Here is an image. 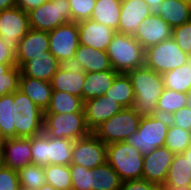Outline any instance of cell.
Instances as JSON below:
<instances>
[{
	"mask_svg": "<svg viewBox=\"0 0 191 190\" xmlns=\"http://www.w3.org/2000/svg\"><path fill=\"white\" fill-rule=\"evenodd\" d=\"M20 68L16 65L11 66L7 71L0 75V97L11 94L19 90Z\"/></svg>",
	"mask_w": 191,
	"mask_h": 190,
	"instance_id": "obj_40",
	"label": "cell"
},
{
	"mask_svg": "<svg viewBox=\"0 0 191 190\" xmlns=\"http://www.w3.org/2000/svg\"><path fill=\"white\" fill-rule=\"evenodd\" d=\"M175 153L167 147H159L143 157L142 179L163 186Z\"/></svg>",
	"mask_w": 191,
	"mask_h": 190,
	"instance_id": "obj_15",
	"label": "cell"
},
{
	"mask_svg": "<svg viewBox=\"0 0 191 190\" xmlns=\"http://www.w3.org/2000/svg\"><path fill=\"white\" fill-rule=\"evenodd\" d=\"M19 68L21 76L50 82L52 76L60 68V62L50 51H47L44 52V55L33 57L24 62Z\"/></svg>",
	"mask_w": 191,
	"mask_h": 190,
	"instance_id": "obj_21",
	"label": "cell"
},
{
	"mask_svg": "<svg viewBox=\"0 0 191 190\" xmlns=\"http://www.w3.org/2000/svg\"><path fill=\"white\" fill-rule=\"evenodd\" d=\"M150 7L151 15H159L161 3L164 0H144Z\"/></svg>",
	"mask_w": 191,
	"mask_h": 190,
	"instance_id": "obj_48",
	"label": "cell"
},
{
	"mask_svg": "<svg viewBox=\"0 0 191 190\" xmlns=\"http://www.w3.org/2000/svg\"><path fill=\"white\" fill-rule=\"evenodd\" d=\"M28 13L19 7L0 11V37L14 53L20 40L29 32Z\"/></svg>",
	"mask_w": 191,
	"mask_h": 190,
	"instance_id": "obj_10",
	"label": "cell"
},
{
	"mask_svg": "<svg viewBox=\"0 0 191 190\" xmlns=\"http://www.w3.org/2000/svg\"><path fill=\"white\" fill-rule=\"evenodd\" d=\"M186 106L191 109V92L188 94V101Z\"/></svg>",
	"mask_w": 191,
	"mask_h": 190,
	"instance_id": "obj_53",
	"label": "cell"
},
{
	"mask_svg": "<svg viewBox=\"0 0 191 190\" xmlns=\"http://www.w3.org/2000/svg\"><path fill=\"white\" fill-rule=\"evenodd\" d=\"M47 0H16V7L24 10L26 13L41 6Z\"/></svg>",
	"mask_w": 191,
	"mask_h": 190,
	"instance_id": "obj_47",
	"label": "cell"
},
{
	"mask_svg": "<svg viewBox=\"0 0 191 190\" xmlns=\"http://www.w3.org/2000/svg\"><path fill=\"white\" fill-rule=\"evenodd\" d=\"M49 35V51L62 61L75 57L79 46V27L77 22H69L58 26Z\"/></svg>",
	"mask_w": 191,
	"mask_h": 190,
	"instance_id": "obj_13",
	"label": "cell"
},
{
	"mask_svg": "<svg viewBox=\"0 0 191 190\" xmlns=\"http://www.w3.org/2000/svg\"><path fill=\"white\" fill-rule=\"evenodd\" d=\"M127 74L135 95L132 108L142 117L155 115L158 99L165 89L162 74L145 66L133 69Z\"/></svg>",
	"mask_w": 191,
	"mask_h": 190,
	"instance_id": "obj_1",
	"label": "cell"
},
{
	"mask_svg": "<svg viewBox=\"0 0 191 190\" xmlns=\"http://www.w3.org/2000/svg\"><path fill=\"white\" fill-rule=\"evenodd\" d=\"M43 132L49 137L66 138L73 141L91 133L85 113H44Z\"/></svg>",
	"mask_w": 191,
	"mask_h": 190,
	"instance_id": "obj_6",
	"label": "cell"
},
{
	"mask_svg": "<svg viewBox=\"0 0 191 190\" xmlns=\"http://www.w3.org/2000/svg\"><path fill=\"white\" fill-rule=\"evenodd\" d=\"M151 15L144 0H122L118 33L134 35L140 23Z\"/></svg>",
	"mask_w": 191,
	"mask_h": 190,
	"instance_id": "obj_19",
	"label": "cell"
},
{
	"mask_svg": "<svg viewBox=\"0 0 191 190\" xmlns=\"http://www.w3.org/2000/svg\"><path fill=\"white\" fill-rule=\"evenodd\" d=\"M44 111L21 90L14 92L12 127L15 137L29 138L43 133Z\"/></svg>",
	"mask_w": 191,
	"mask_h": 190,
	"instance_id": "obj_3",
	"label": "cell"
},
{
	"mask_svg": "<svg viewBox=\"0 0 191 190\" xmlns=\"http://www.w3.org/2000/svg\"><path fill=\"white\" fill-rule=\"evenodd\" d=\"M31 141V155L32 164L38 166L50 165L49 158L47 157V134H42L30 137Z\"/></svg>",
	"mask_w": 191,
	"mask_h": 190,
	"instance_id": "obj_39",
	"label": "cell"
},
{
	"mask_svg": "<svg viewBox=\"0 0 191 190\" xmlns=\"http://www.w3.org/2000/svg\"><path fill=\"white\" fill-rule=\"evenodd\" d=\"M30 29L50 32L72 22L69 0H47L28 12Z\"/></svg>",
	"mask_w": 191,
	"mask_h": 190,
	"instance_id": "obj_9",
	"label": "cell"
},
{
	"mask_svg": "<svg viewBox=\"0 0 191 190\" xmlns=\"http://www.w3.org/2000/svg\"><path fill=\"white\" fill-rule=\"evenodd\" d=\"M173 28L159 15H150L138 26L133 37L146 49L172 38Z\"/></svg>",
	"mask_w": 191,
	"mask_h": 190,
	"instance_id": "obj_16",
	"label": "cell"
},
{
	"mask_svg": "<svg viewBox=\"0 0 191 190\" xmlns=\"http://www.w3.org/2000/svg\"><path fill=\"white\" fill-rule=\"evenodd\" d=\"M107 162V144L98 139L92 132L73 143L71 164L95 169Z\"/></svg>",
	"mask_w": 191,
	"mask_h": 190,
	"instance_id": "obj_11",
	"label": "cell"
},
{
	"mask_svg": "<svg viewBox=\"0 0 191 190\" xmlns=\"http://www.w3.org/2000/svg\"><path fill=\"white\" fill-rule=\"evenodd\" d=\"M122 180L108 162L92 169V190H120Z\"/></svg>",
	"mask_w": 191,
	"mask_h": 190,
	"instance_id": "obj_32",
	"label": "cell"
},
{
	"mask_svg": "<svg viewBox=\"0 0 191 190\" xmlns=\"http://www.w3.org/2000/svg\"><path fill=\"white\" fill-rule=\"evenodd\" d=\"M106 52L117 73L127 74L133 69L143 67L145 63V49L133 35L116 32Z\"/></svg>",
	"mask_w": 191,
	"mask_h": 190,
	"instance_id": "obj_2",
	"label": "cell"
},
{
	"mask_svg": "<svg viewBox=\"0 0 191 190\" xmlns=\"http://www.w3.org/2000/svg\"><path fill=\"white\" fill-rule=\"evenodd\" d=\"M86 72L76 57L66 59L60 63V68L50 81L53 90L68 92L82 98V88Z\"/></svg>",
	"mask_w": 191,
	"mask_h": 190,
	"instance_id": "obj_12",
	"label": "cell"
},
{
	"mask_svg": "<svg viewBox=\"0 0 191 190\" xmlns=\"http://www.w3.org/2000/svg\"><path fill=\"white\" fill-rule=\"evenodd\" d=\"M75 57L80 62L86 73L112 69L110 59L106 51L79 44Z\"/></svg>",
	"mask_w": 191,
	"mask_h": 190,
	"instance_id": "obj_25",
	"label": "cell"
},
{
	"mask_svg": "<svg viewBox=\"0 0 191 190\" xmlns=\"http://www.w3.org/2000/svg\"><path fill=\"white\" fill-rule=\"evenodd\" d=\"M16 64H0V75Z\"/></svg>",
	"mask_w": 191,
	"mask_h": 190,
	"instance_id": "obj_50",
	"label": "cell"
},
{
	"mask_svg": "<svg viewBox=\"0 0 191 190\" xmlns=\"http://www.w3.org/2000/svg\"><path fill=\"white\" fill-rule=\"evenodd\" d=\"M84 101L82 98L70 94L53 90L50 103L44 113H74L84 112Z\"/></svg>",
	"mask_w": 191,
	"mask_h": 190,
	"instance_id": "obj_30",
	"label": "cell"
},
{
	"mask_svg": "<svg viewBox=\"0 0 191 190\" xmlns=\"http://www.w3.org/2000/svg\"><path fill=\"white\" fill-rule=\"evenodd\" d=\"M12 103L14 92L0 97V138L15 137V127H12Z\"/></svg>",
	"mask_w": 191,
	"mask_h": 190,
	"instance_id": "obj_37",
	"label": "cell"
},
{
	"mask_svg": "<svg viewBox=\"0 0 191 190\" xmlns=\"http://www.w3.org/2000/svg\"><path fill=\"white\" fill-rule=\"evenodd\" d=\"M124 107L106 95L84 101L85 120L88 129L93 132L103 122L119 113Z\"/></svg>",
	"mask_w": 191,
	"mask_h": 190,
	"instance_id": "obj_17",
	"label": "cell"
},
{
	"mask_svg": "<svg viewBox=\"0 0 191 190\" xmlns=\"http://www.w3.org/2000/svg\"><path fill=\"white\" fill-rule=\"evenodd\" d=\"M159 16L172 28L191 20L190 3L183 0H164Z\"/></svg>",
	"mask_w": 191,
	"mask_h": 190,
	"instance_id": "obj_26",
	"label": "cell"
},
{
	"mask_svg": "<svg viewBox=\"0 0 191 190\" xmlns=\"http://www.w3.org/2000/svg\"><path fill=\"white\" fill-rule=\"evenodd\" d=\"M19 90L26 94L43 111L49 106L53 92L50 82L29 76L20 77Z\"/></svg>",
	"mask_w": 191,
	"mask_h": 190,
	"instance_id": "obj_24",
	"label": "cell"
},
{
	"mask_svg": "<svg viewBox=\"0 0 191 190\" xmlns=\"http://www.w3.org/2000/svg\"><path fill=\"white\" fill-rule=\"evenodd\" d=\"M49 51V35L46 31L30 29L29 32L20 40L15 52L16 66L20 67L24 62L44 55Z\"/></svg>",
	"mask_w": 191,
	"mask_h": 190,
	"instance_id": "obj_20",
	"label": "cell"
},
{
	"mask_svg": "<svg viewBox=\"0 0 191 190\" xmlns=\"http://www.w3.org/2000/svg\"><path fill=\"white\" fill-rule=\"evenodd\" d=\"M72 22L91 19L96 0H69Z\"/></svg>",
	"mask_w": 191,
	"mask_h": 190,
	"instance_id": "obj_41",
	"label": "cell"
},
{
	"mask_svg": "<svg viewBox=\"0 0 191 190\" xmlns=\"http://www.w3.org/2000/svg\"><path fill=\"white\" fill-rule=\"evenodd\" d=\"M0 64H16L15 53L3 44L0 37Z\"/></svg>",
	"mask_w": 191,
	"mask_h": 190,
	"instance_id": "obj_46",
	"label": "cell"
},
{
	"mask_svg": "<svg viewBox=\"0 0 191 190\" xmlns=\"http://www.w3.org/2000/svg\"><path fill=\"white\" fill-rule=\"evenodd\" d=\"M170 124L167 116H143L138 130L125 141L146 156L164 146Z\"/></svg>",
	"mask_w": 191,
	"mask_h": 190,
	"instance_id": "obj_4",
	"label": "cell"
},
{
	"mask_svg": "<svg viewBox=\"0 0 191 190\" xmlns=\"http://www.w3.org/2000/svg\"><path fill=\"white\" fill-rule=\"evenodd\" d=\"M18 172L0 164V190H18Z\"/></svg>",
	"mask_w": 191,
	"mask_h": 190,
	"instance_id": "obj_43",
	"label": "cell"
},
{
	"mask_svg": "<svg viewBox=\"0 0 191 190\" xmlns=\"http://www.w3.org/2000/svg\"><path fill=\"white\" fill-rule=\"evenodd\" d=\"M181 154L191 162V145Z\"/></svg>",
	"mask_w": 191,
	"mask_h": 190,
	"instance_id": "obj_51",
	"label": "cell"
},
{
	"mask_svg": "<svg viewBox=\"0 0 191 190\" xmlns=\"http://www.w3.org/2000/svg\"><path fill=\"white\" fill-rule=\"evenodd\" d=\"M122 0H96L91 19L118 32Z\"/></svg>",
	"mask_w": 191,
	"mask_h": 190,
	"instance_id": "obj_27",
	"label": "cell"
},
{
	"mask_svg": "<svg viewBox=\"0 0 191 190\" xmlns=\"http://www.w3.org/2000/svg\"><path fill=\"white\" fill-rule=\"evenodd\" d=\"M159 190H172V189L166 188L164 186H159Z\"/></svg>",
	"mask_w": 191,
	"mask_h": 190,
	"instance_id": "obj_54",
	"label": "cell"
},
{
	"mask_svg": "<svg viewBox=\"0 0 191 190\" xmlns=\"http://www.w3.org/2000/svg\"><path fill=\"white\" fill-rule=\"evenodd\" d=\"M170 123L179 128L191 131V109L187 106L169 116Z\"/></svg>",
	"mask_w": 191,
	"mask_h": 190,
	"instance_id": "obj_44",
	"label": "cell"
},
{
	"mask_svg": "<svg viewBox=\"0 0 191 190\" xmlns=\"http://www.w3.org/2000/svg\"><path fill=\"white\" fill-rule=\"evenodd\" d=\"M17 172L21 187L30 190H39L46 183L43 166L28 164Z\"/></svg>",
	"mask_w": 191,
	"mask_h": 190,
	"instance_id": "obj_35",
	"label": "cell"
},
{
	"mask_svg": "<svg viewBox=\"0 0 191 190\" xmlns=\"http://www.w3.org/2000/svg\"><path fill=\"white\" fill-rule=\"evenodd\" d=\"M18 190H30V189H27V188H24V187L20 186Z\"/></svg>",
	"mask_w": 191,
	"mask_h": 190,
	"instance_id": "obj_55",
	"label": "cell"
},
{
	"mask_svg": "<svg viewBox=\"0 0 191 190\" xmlns=\"http://www.w3.org/2000/svg\"><path fill=\"white\" fill-rule=\"evenodd\" d=\"M188 56L171 38L145 49L144 66L164 74L186 64Z\"/></svg>",
	"mask_w": 191,
	"mask_h": 190,
	"instance_id": "obj_8",
	"label": "cell"
},
{
	"mask_svg": "<svg viewBox=\"0 0 191 190\" xmlns=\"http://www.w3.org/2000/svg\"><path fill=\"white\" fill-rule=\"evenodd\" d=\"M104 95L115 100L124 108L132 107L135 95L132 82L128 74L119 73Z\"/></svg>",
	"mask_w": 191,
	"mask_h": 190,
	"instance_id": "obj_29",
	"label": "cell"
},
{
	"mask_svg": "<svg viewBox=\"0 0 191 190\" xmlns=\"http://www.w3.org/2000/svg\"><path fill=\"white\" fill-rule=\"evenodd\" d=\"M164 87L189 94L191 92V54L186 64L162 74Z\"/></svg>",
	"mask_w": 191,
	"mask_h": 190,
	"instance_id": "obj_28",
	"label": "cell"
},
{
	"mask_svg": "<svg viewBox=\"0 0 191 190\" xmlns=\"http://www.w3.org/2000/svg\"><path fill=\"white\" fill-rule=\"evenodd\" d=\"M0 164L18 171L32 164L30 137H13L1 140Z\"/></svg>",
	"mask_w": 191,
	"mask_h": 190,
	"instance_id": "obj_14",
	"label": "cell"
},
{
	"mask_svg": "<svg viewBox=\"0 0 191 190\" xmlns=\"http://www.w3.org/2000/svg\"><path fill=\"white\" fill-rule=\"evenodd\" d=\"M191 145V131L170 124L164 146L175 154L183 153Z\"/></svg>",
	"mask_w": 191,
	"mask_h": 190,
	"instance_id": "obj_36",
	"label": "cell"
},
{
	"mask_svg": "<svg viewBox=\"0 0 191 190\" xmlns=\"http://www.w3.org/2000/svg\"><path fill=\"white\" fill-rule=\"evenodd\" d=\"M39 190H56V189L50 184L45 183Z\"/></svg>",
	"mask_w": 191,
	"mask_h": 190,
	"instance_id": "obj_52",
	"label": "cell"
},
{
	"mask_svg": "<svg viewBox=\"0 0 191 190\" xmlns=\"http://www.w3.org/2000/svg\"><path fill=\"white\" fill-rule=\"evenodd\" d=\"M172 38L182 51L191 54V20L173 28Z\"/></svg>",
	"mask_w": 191,
	"mask_h": 190,
	"instance_id": "obj_42",
	"label": "cell"
},
{
	"mask_svg": "<svg viewBox=\"0 0 191 190\" xmlns=\"http://www.w3.org/2000/svg\"><path fill=\"white\" fill-rule=\"evenodd\" d=\"M74 141L66 138H54L47 135V157L50 164L70 165Z\"/></svg>",
	"mask_w": 191,
	"mask_h": 190,
	"instance_id": "obj_31",
	"label": "cell"
},
{
	"mask_svg": "<svg viewBox=\"0 0 191 190\" xmlns=\"http://www.w3.org/2000/svg\"><path fill=\"white\" fill-rule=\"evenodd\" d=\"M120 190H159V185L148 182L147 180H127L122 181Z\"/></svg>",
	"mask_w": 191,
	"mask_h": 190,
	"instance_id": "obj_45",
	"label": "cell"
},
{
	"mask_svg": "<svg viewBox=\"0 0 191 190\" xmlns=\"http://www.w3.org/2000/svg\"><path fill=\"white\" fill-rule=\"evenodd\" d=\"M16 7V0H0V11Z\"/></svg>",
	"mask_w": 191,
	"mask_h": 190,
	"instance_id": "obj_49",
	"label": "cell"
},
{
	"mask_svg": "<svg viewBox=\"0 0 191 190\" xmlns=\"http://www.w3.org/2000/svg\"><path fill=\"white\" fill-rule=\"evenodd\" d=\"M47 184L56 190H71L72 180L69 165L50 164L44 166Z\"/></svg>",
	"mask_w": 191,
	"mask_h": 190,
	"instance_id": "obj_34",
	"label": "cell"
},
{
	"mask_svg": "<svg viewBox=\"0 0 191 190\" xmlns=\"http://www.w3.org/2000/svg\"><path fill=\"white\" fill-rule=\"evenodd\" d=\"M118 74L113 68L100 72H87L82 88V100L87 101L104 95Z\"/></svg>",
	"mask_w": 191,
	"mask_h": 190,
	"instance_id": "obj_23",
	"label": "cell"
},
{
	"mask_svg": "<svg viewBox=\"0 0 191 190\" xmlns=\"http://www.w3.org/2000/svg\"><path fill=\"white\" fill-rule=\"evenodd\" d=\"M188 94L165 88L158 99L156 115L169 117L187 105Z\"/></svg>",
	"mask_w": 191,
	"mask_h": 190,
	"instance_id": "obj_33",
	"label": "cell"
},
{
	"mask_svg": "<svg viewBox=\"0 0 191 190\" xmlns=\"http://www.w3.org/2000/svg\"><path fill=\"white\" fill-rule=\"evenodd\" d=\"M143 157L126 141L107 144V162L122 181L142 179Z\"/></svg>",
	"mask_w": 191,
	"mask_h": 190,
	"instance_id": "obj_5",
	"label": "cell"
},
{
	"mask_svg": "<svg viewBox=\"0 0 191 190\" xmlns=\"http://www.w3.org/2000/svg\"><path fill=\"white\" fill-rule=\"evenodd\" d=\"M72 180L71 190H92V169L77 164H70Z\"/></svg>",
	"mask_w": 191,
	"mask_h": 190,
	"instance_id": "obj_38",
	"label": "cell"
},
{
	"mask_svg": "<svg viewBox=\"0 0 191 190\" xmlns=\"http://www.w3.org/2000/svg\"><path fill=\"white\" fill-rule=\"evenodd\" d=\"M141 118L132 107L123 108L92 133L105 144L125 141L138 130Z\"/></svg>",
	"mask_w": 191,
	"mask_h": 190,
	"instance_id": "obj_7",
	"label": "cell"
},
{
	"mask_svg": "<svg viewBox=\"0 0 191 190\" xmlns=\"http://www.w3.org/2000/svg\"><path fill=\"white\" fill-rule=\"evenodd\" d=\"M163 186L172 190H191V162L181 153L175 154Z\"/></svg>",
	"mask_w": 191,
	"mask_h": 190,
	"instance_id": "obj_22",
	"label": "cell"
},
{
	"mask_svg": "<svg viewBox=\"0 0 191 190\" xmlns=\"http://www.w3.org/2000/svg\"><path fill=\"white\" fill-rule=\"evenodd\" d=\"M77 23L79 27V44L107 51L108 45L116 33L115 30L92 19Z\"/></svg>",
	"mask_w": 191,
	"mask_h": 190,
	"instance_id": "obj_18",
	"label": "cell"
}]
</instances>
